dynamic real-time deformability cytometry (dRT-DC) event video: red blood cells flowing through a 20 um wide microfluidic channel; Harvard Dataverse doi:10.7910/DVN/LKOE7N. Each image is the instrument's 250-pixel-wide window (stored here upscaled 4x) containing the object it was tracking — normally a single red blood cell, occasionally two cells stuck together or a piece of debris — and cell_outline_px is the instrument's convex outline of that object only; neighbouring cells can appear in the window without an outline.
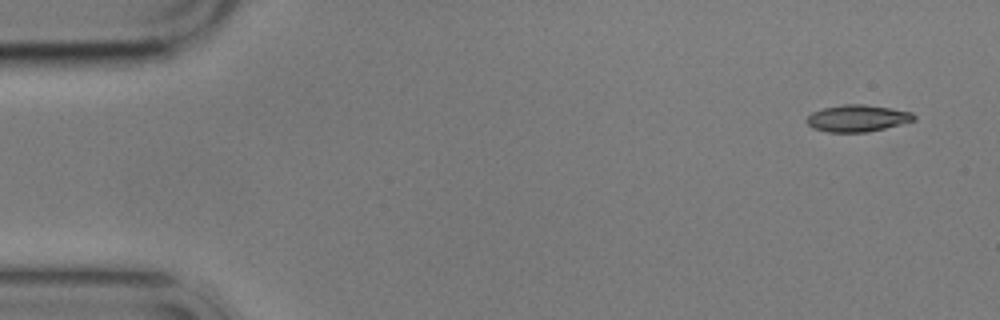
{"species": "common noctule bat (a hibernating species)", "species_latin": "Nyctalus noctula", "temperature_condition": "cold", "stored_images_in_passage": 4, "camera_frame_rate_fps": 3000, "um_per_image_px": 0.085, "animal": {"sex": "male", "body_mass_g": 17.9}, "frame": {"image": 1, "passage_image": 1, "time_ms": 0.0, "image_size_px": [1000, 320], "cell_outline_px": [[916, 120], [868, 132], [828, 132], [812, 128], [804, 120], [812, 112], [824, 108], [844, 104], [864, 104], [892, 108], [912, 112], [916, 116]], "centroid_in_image_um": [72.88, 10.05], "position_along_channel_um": 12.1, "area_um2": 16.82}}